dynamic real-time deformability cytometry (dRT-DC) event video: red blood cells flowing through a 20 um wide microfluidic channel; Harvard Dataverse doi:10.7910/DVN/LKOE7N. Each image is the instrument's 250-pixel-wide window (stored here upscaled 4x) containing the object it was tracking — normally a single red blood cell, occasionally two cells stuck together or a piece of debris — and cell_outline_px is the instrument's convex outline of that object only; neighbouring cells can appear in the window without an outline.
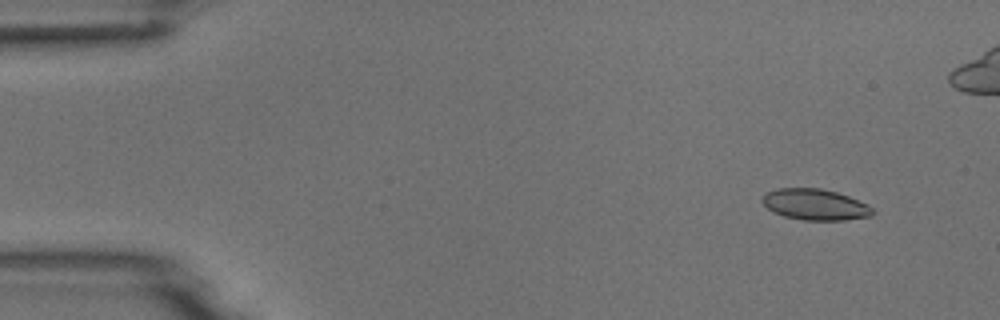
{"species": "common noctule bat (a hibernating species)", "species_latin": "Nyctalus noctula", "temperature_condition": "room temperature", "stored_images_in_passage": 6, "camera_frame_rate_fps": 3000, "um_per_image_px": 0.085, "animal": {"sex": "male", "body_mass_g": 18.8}, "frame": {"image": 1, "passage_image": 2, "time_ms": 1.333, "image_size_px": [1000, 320], "cell_outline_px": [[876, 212], [872, 216], [844, 220], [804, 220], [784, 216], [772, 212], [760, 200], [764, 192], [776, 188], [820, 188], [836, 192], [848, 196], [868, 204]], "centroid_in_image_um": [69.27, 17.38], "position_along_channel_um": 15.7, "area_um2": 20.17}}